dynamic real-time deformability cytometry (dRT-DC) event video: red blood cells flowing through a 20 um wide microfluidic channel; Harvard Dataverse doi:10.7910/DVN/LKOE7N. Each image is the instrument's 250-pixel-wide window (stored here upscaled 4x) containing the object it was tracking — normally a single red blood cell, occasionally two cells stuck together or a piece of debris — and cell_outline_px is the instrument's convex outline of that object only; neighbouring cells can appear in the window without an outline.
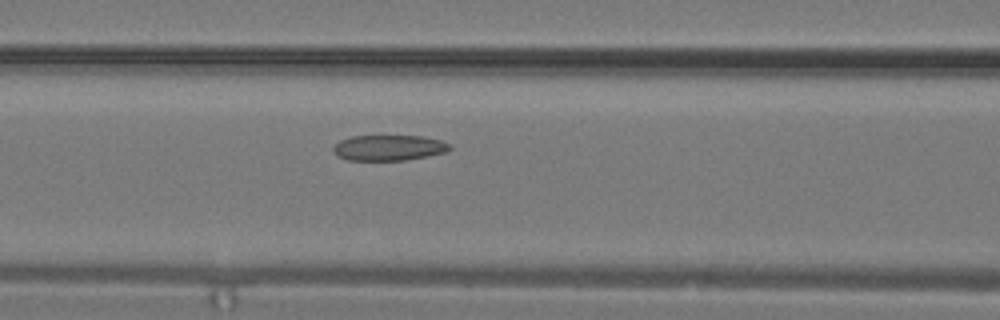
{"species": "common noctule bat (a hibernating species)", "species_latin": "Nyctalus noctula", "temperature_condition": "warm", "stored_images_in_passage": 8, "camera_frame_rate_fps": 3000, "um_per_image_px": 0.085, "animal": {"sex": "male", "body_mass_g": 19.2, "forearm_length_mm": 51.8}, "frame": {"image": 1, "passage_image": 6, "time_ms": 1.667, "image_size_px": [1000, 320], "cell_outline_px": [[452, 148], [448, 152], [428, 156], [404, 160], [348, 160], [336, 156], [332, 148], [340, 140], [352, 136], [424, 136], [440, 140], [448, 144]], "centroid_in_image_um": [33.05, 12.56], "position_along_channel_um": 133.5, "area_um2": 17.4}}
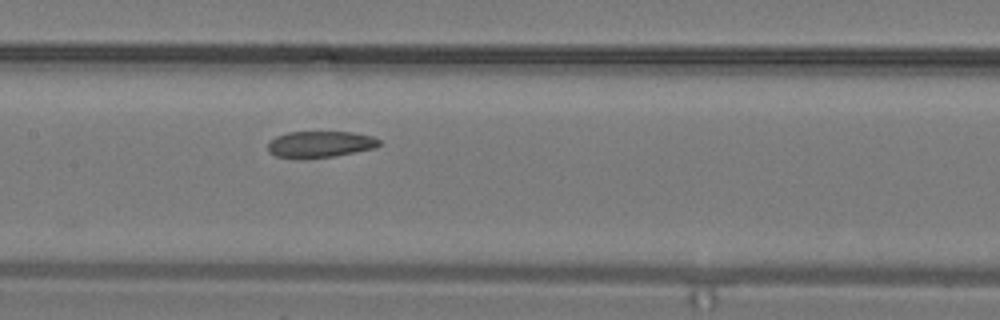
{"frame": {"image": 2, "passage_image": 8, "time_ms": 2.333, "image_size_px": [1000, 320], "cell_outline_px": [[380, 144], [376, 148], [332, 156], [276, 156], [268, 152], [268, 140], [276, 136], [288, 132], [352, 132], [372, 136], [380, 140]], "centroid_in_image_um": [27.23, 12.22], "position_along_channel_um": 180.2, "area_um2": 16.59}}